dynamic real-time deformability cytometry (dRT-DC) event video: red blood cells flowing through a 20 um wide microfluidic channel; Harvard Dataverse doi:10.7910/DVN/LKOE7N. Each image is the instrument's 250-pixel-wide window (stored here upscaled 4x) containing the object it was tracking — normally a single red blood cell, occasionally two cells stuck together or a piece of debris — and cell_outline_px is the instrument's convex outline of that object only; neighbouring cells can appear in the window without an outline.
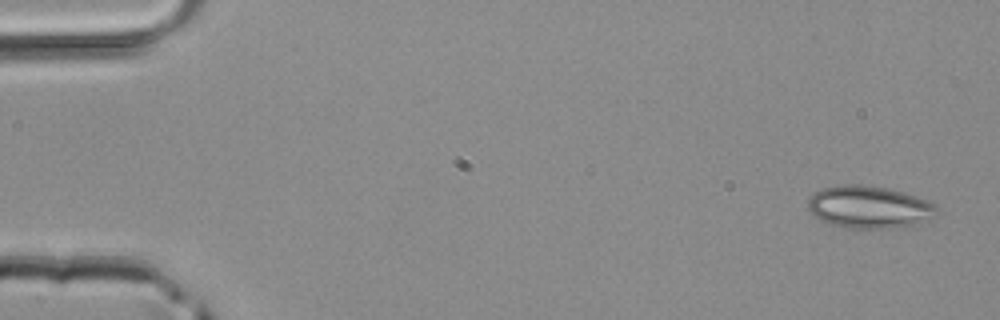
{"species": "common noctule bat (a hibernating species)", "species_latin": "Nyctalus noctula", "temperature_condition": "room temperature", "stored_images_in_passage": 5, "segment_of_instrument_passage": [2, 2], "camera_frame_rate_fps": 3000, "um_per_image_px": 0.085, "animal": {"sex": "male", "body_mass_g": 20.4}, "frame": {"image": 1, "passage_image": 5, "time_ms": 1.333, "image_size_px": [1000, 320], "cell_outline_px": [[940, 208], [936, 216], [928, 220], [900, 228], [848, 228], [828, 224], [812, 216], [808, 208], [808, 200], [816, 192], [824, 188], [840, 184], [860, 184], [888, 188], [904, 192], [928, 200], [936, 204]], "centroid_in_image_um": [73.91, 17.61], "position_along_channel_um": 11.1, "area_um2": 32.31}}